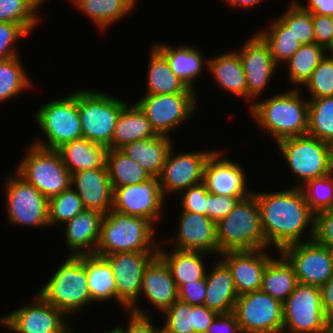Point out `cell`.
Wrapping results in <instances>:
<instances>
[{"instance_id":"6da1fadb","label":"cell","mask_w":333,"mask_h":333,"mask_svg":"<svg viewBox=\"0 0 333 333\" xmlns=\"http://www.w3.org/2000/svg\"><path fill=\"white\" fill-rule=\"evenodd\" d=\"M258 202L266 244L281 252L285 247L314 238L315 214L309 208L301 188L277 192L252 193ZM311 226H310V225ZM309 231L308 239L302 235ZM310 236V237H309ZM302 237V238H301Z\"/></svg>"},{"instance_id":"7a4b0ae2","label":"cell","mask_w":333,"mask_h":333,"mask_svg":"<svg viewBox=\"0 0 333 333\" xmlns=\"http://www.w3.org/2000/svg\"><path fill=\"white\" fill-rule=\"evenodd\" d=\"M299 88L289 89L267 97L257 99L250 105L252 118L266 130L277 143L280 140L307 135L308 99L302 98Z\"/></svg>"},{"instance_id":"3957f363","label":"cell","mask_w":333,"mask_h":333,"mask_svg":"<svg viewBox=\"0 0 333 333\" xmlns=\"http://www.w3.org/2000/svg\"><path fill=\"white\" fill-rule=\"evenodd\" d=\"M65 259L37 294L70 317L93 301L87 284V255Z\"/></svg>"},{"instance_id":"277c9868","label":"cell","mask_w":333,"mask_h":333,"mask_svg":"<svg viewBox=\"0 0 333 333\" xmlns=\"http://www.w3.org/2000/svg\"><path fill=\"white\" fill-rule=\"evenodd\" d=\"M154 225L148 219L110 210L103 216L95 255L104 257L117 252L158 251L160 242L154 243Z\"/></svg>"},{"instance_id":"5b68a950","label":"cell","mask_w":333,"mask_h":333,"mask_svg":"<svg viewBox=\"0 0 333 333\" xmlns=\"http://www.w3.org/2000/svg\"><path fill=\"white\" fill-rule=\"evenodd\" d=\"M218 256L226 251L269 248L262 227L261 212L256 197L251 194L216 223Z\"/></svg>"},{"instance_id":"8992f818","label":"cell","mask_w":333,"mask_h":333,"mask_svg":"<svg viewBox=\"0 0 333 333\" xmlns=\"http://www.w3.org/2000/svg\"><path fill=\"white\" fill-rule=\"evenodd\" d=\"M276 144L296 177L297 183L291 187L301 188L308 181L333 172V145L330 143L303 135L286 138Z\"/></svg>"},{"instance_id":"52a82bcc","label":"cell","mask_w":333,"mask_h":333,"mask_svg":"<svg viewBox=\"0 0 333 333\" xmlns=\"http://www.w3.org/2000/svg\"><path fill=\"white\" fill-rule=\"evenodd\" d=\"M76 90L62 99L48 101L37 109L34 120L47 139L42 141L39 138L33 145L57 150L65 143L83 137Z\"/></svg>"},{"instance_id":"ba28073f","label":"cell","mask_w":333,"mask_h":333,"mask_svg":"<svg viewBox=\"0 0 333 333\" xmlns=\"http://www.w3.org/2000/svg\"><path fill=\"white\" fill-rule=\"evenodd\" d=\"M127 104L100 90L78 89V111L83 138L112 149L114 127Z\"/></svg>"},{"instance_id":"9c48e42d","label":"cell","mask_w":333,"mask_h":333,"mask_svg":"<svg viewBox=\"0 0 333 333\" xmlns=\"http://www.w3.org/2000/svg\"><path fill=\"white\" fill-rule=\"evenodd\" d=\"M16 166V172L37 188L48 200L71 186V173L57 150L38 147L32 143Z\"/></svg>"},{"instance_id":"30bf717a","label":"cell","mask_w":333,"mask_h":333,"mask_svg":"<svg viewBox=\"0 0 333 333\" xmlns=\"http://www.w3.org/2000/svg\"><path fill=\"white\" fill-rule=\"evenodd\" d=\"M158 251L117 252L104 256L111 265L116 288L117 302L125 311L149 316L138 305L144 270ZM146 311V313H145Z\"/></svg>"},{"instance_id":"8fae6325","label":"cell","mask_w":333,"mask_h":333,"mask_svg":"<svg viewBox=\"0 0 333 333\" xmlns=\"http://www.w3.org/2000/svg\"><path fill=\"white\" fill-rule=\"evenodd\" d=\"M327 318L320 287L298 283L283 302L282 333H324Z\"/></svg>"},{"instance_id":"7c38bea8","label":"cell","mask_w":333,"mask_h":333,"mask_svg":"<svg viewBox=\"0 0 333 333\" xmlns=\"http://www.w3.org/2000/svg\"><path fill=\"white\" fill-rule=\"evenodd\" d=\"M14 174L5 178L4 194L9 224L48 227V199L17 172Z\"/></svg>"},{"instance_id":"4fadbf2b","label":"cell","mask_w":333,"mask_h":333,"mask_svg":"<svg viewBox=\"0 0 333 333\" xmlns=\"http://www.w3.org/2000/svg\"><path fill=\"white\" fill-rule=\"evenodd\" d=\"M197 93L145 94L136 104L145 113L155 132H171L192 116L197 109Z\"/></svg>"},{"instance_id":"5bb4252c","label":"cell","mask_w":333,"mask_h":333,"mask_svg":"<svg viewBox=\"0 0 333 333\" xmlns=\"http://www.w3.org/2000/svg\"><path fill=\"white\" fill-rule=\"evenodd\" d=\"M233 313L242 333L283 332V303L261 290L239 295Z\"/></svg>"},{"instance_id":"9a60e30c","label":"cell","mask_w":333,"mask_h":333,"mask_svg":"<svg viewBox=\"0 0 333 333\" xmlns=\"http://www.w3.org/2000/svg\"><path fill=\"white\" fill-rule=\"evenodd\" d=\"M68 317L38 294L30 304L0 317V325L12 333H67Z\"/></svg>"},{"instance_id":"2e32d148","label":"cell","mask_w":333,"mask_h":333,"mask_svg":"<svg viewBox=\"0 0 333 333\" xmlns=\"http://www.w3.org/2000/svg\"><path fill=\"white\" fill-rule=\"evenodd\" d=\"M281 253L293 265L298 283L321 287L333 274V250L314 239L289 245Z\"/></svg>"},{"instance_id":"e0dca14e","label":"cell","mask_w":333,"mask_h":333,"mask_svg":"<svg viewBox=\"0 0 333 333\" xmlns=\"http://www.w3.org/2000/svg\"><path fill=\"white\" fill-rule=\"evenodd\" d=\"M172 146L167 154L159 178V185L165 195L177 194L203 181L205 164L215 150L186 151L176 154ZM170 193V194H169Z\"/></svg>"},{"instance_id":"ac0fdd59","label":"cell","mask_w":333,"mask_h":333,"mask_svg":"<svg viewBox=\"0 0 333 333\" xmlns=\"http://www.w3.org/2000/svg\"><path fill=\"white\" fill-rule=\"evenodd\" d=\"M165 197L162 194L159 178L150 177L133 185L113 187L112 210L130 216H139L152 221H160Z\"/></svg>"},{"instance_id":"d6986e66","label":"cell","mask_w":333,"mask_h":333,"mask_svg":"<svg viewBox=\"0 0 333 333\" xmlns=\"http://www.w3.org/2000/svg\"><path fill=\"white\" fill-rule=\"evenodd\" d=\"M239 54L248 85V100L251 105L262 96V93L277 70V64L272 59L268 44L256 32L251 35Z\"/></svg>"},{"instance_id":"ffe728a7","label":"cell","mask_w":333,"mask_h":333,"mask_svg":"<svg viewBox=\"0 0 333 333\" xmlns=\"http://www.w3.org/2000/svg\"><path fill=\"white\" fill-rule=\"evenodd\" d=\"M244 168L225 155L224 151H214L208 158L203 182L208 192L229 197H249L253 191L246 187L247 175Z\"/></svg>"},{"instance_id":"44dd1931","label":"cell","mask_w":333,"mask_h":333,"mask_svg":"<svg viewBox=\"0 0 333 333\" xmlns=\"http://www.w3.org/2000/svg\"><path fill=\"white\" fill-rule=\"evenodd\" d=\"M267 249L226 251L219 255L232 273L238 296L261 289L264 269L272 258Z\"/></svg>"},{"instance_id":"7402d4cb","label":"cell","mask_w":333,"mask_h":333,"mask_svg":"<svg viewBox=\"0 0 333 333\" xmlns=\"http://www.w3.org/2000/svg\"><path fill=\"white\" fill-rule=\"evenodd\" d=\"M180 213L176 239L170 238L174 243L171 244L172 249L204 251L218 256L216 222L206 215L193 212Z\"/></svg>"},{"instance_id":"603a6c76","label":"cell","mask_w":333,"mask_h":333,"mask_svg":"<svg viewBox=\"0 0 333 333\" xmlns=\"http://www.w3.org/2000/svg\"><path fill=\"white\" fill-rule=\"evenodd\" d=\"M71 187L77 192L85 209L107 214L113 206V187L107 165L71 174Z\"/></svg>"},{"instance_id":"cb8c5ba5","label":"cell","mask_w":333,"mask_h":333,"mask_svg":"<svg viewBox=\"0 0 333 333\" xmlns=\"http://www.w3.org/2000/svg\"><path fill=\"white\" fill-rule=\"evenodd\" d=\"M144 293V294H143ZM140 294L163 313L178 300V290L170 268L157 254L146 266Z\"/></svg>"},{"instance_id":"d4e9b609","label":"cell","mask_w":333,"mask_h":333,"mask_svg":"<svg viewBox=\"0 0 333 333\" xmlns=\"http://www.w3.org/2000/svg\"><path fill=\"white\" fill-rule=\"evenodd\" d=\"M103 216L100 211L84 209L64 224V241L71 251L70 255L95 254Z\"/></svg>"},{"instance_id":"484cf974","label":"cell","mask_w":333,"mask_h":333,"mask_svg":"<svg viewBox=\"0 0 333 333\" xmlns=\"http://www.w3.org/2000/svg\"><path fill=\"white\" fill-rule=\"evenodd\" d=\"M212 266L206 273L204 305L219 314L231 313L238 298L232 273L221 259Z\"/></svg>"},{"instance_id":"4316f807","label":"cell","mask_w":333,"mask_h":333,"mask_svg":"<svg viewBox=\"0 0 333 333\" xmlns=\"http://www.w3.org/2000/svg\"><path fill=\"white\" fill-rule=\"evenodd\" d=\"M206 67L221 89L248 101V85L243 66L236 50L208 59Z\"/></svg>"},{"instance_id":"83f0119b","label":"cell","mask_w":333,"mask_h":333,"mask_svg":"<svg viewBox=\"0 0 333 333\" xmlns=\"http://www.w3.org/2000/svg\"><path fill=\"white\" fill-rule=\"evenodd\" d=\"M172 146L173 142L169 136L158 134L152 138L128 143L120 150L139 164L151 177H158Z\"/></svg>"},{"instance_id":"f1b7e54d","label":"cell","mask_w":333,"mask_h":333,"mask_svg":"<svg viewBox=\"0 0 333 333\" xmlns=\"http://www.w3.org/2000/svg\"><path fill=\"white\" fill-rule=\"evenodd\" d=\"M154 46L166 57L175 75L190 89L196 91L195 80L202 72L205 63H208L201 51L191 45L172 47L166 43H154Z\"/></svg>"},{"instance_id":"f546056e","label":"cell","mask_w":333,"mask_h":333,"mask_svg":"<svg viewBox=\"0 0 333 333\" xmlns=\"http://www.w3.org/2000/svg\"><path fill=\"white\" fill-rule=\"evenodd\" d=\"M160 242L158 255L166 262L170 268L172 278L175 281L177 289L185 283H191L206 276L204 256L210 255L204 251L176 250L172 249L169 253L164 251V244ZM162 249V250H161Z\"/></svg>"},{"instance_id":"4dcf8cb0","label":"cell","mask_w":333,"mask_h":333,"mask_svg":"<svg viewBox=\"0 0 333 333\" xmlns=\"http://www.w3.org/2000/svg\"><path fill=\"white\" fill-rule=\"evenodd\" d=\"M108 148L85 138L65 143L57 151L64 165L73 174L83 170L103 168Z\"/></svg>"},{"instance_id":"1f68e13d","label":"cell","mask_w":333,"mask_h":333,"mask_svg":"<svg viewBox=\"0 0 333 333\" xmlns=\"http://www.w3.org/2000/svg\"><path fill=\"white\" fill-rule=\"evenodd\" d=\"M157 135L140 107L136 103H128L120 112L114 127L112 149H120L128 143Z\"/></svg>"},{"instance_id":"d6a6232c","label":"cell","mask_w":333,"mask_h":333,"mask_svg":"<svg viewBox=\"0 0 333 333\" xmlns=\"http://www.w3.org/2000/svg\"><path fill=\"white\" fill-rule=\"evenodd\" d=\"M151 48L145 94L196 93L175 75L166 57L154 45Z\"/></svg>"},{"instance_id":"836d02e7","label":"cell","mask_w":333,"mask_h":333,"mask_svg":"<svg viewBox=\"0 0 333 333\" xmlns=\"http://www.w3.org/2000/svg\"><path fill=\"white\" fill-rule=\"evenodd\" d=\"M136 3L137 0H74L72 4L102 32L132 13Z\"/></svg>"},{"instance_id":"e575fe53","label":"cell","mask_w":333,"mask_h":333,"mask_svg":"<svg viewBox=\"0 0 333 333\" xmlns=\"http://www.w3.org/2000/svg\"><path fill=\"white\" fill-rule=\"evenodd\" d=\"M279 255L266 265L260 290L283 303L295 290L298 280L293 265L281 252Z\"/></svg>"},{"instance_id":"d590c367","label":"cell","mask_w":333,"mask_h":333,"mask_svg":"<svg viewBox=\"0 0 333 333\" xmlns=\"http://www.w3.org/2000/svg\"><path fill=\"white\" fill-rule=\"evenodd\" d=\"M87 284L94 302L117 301V288L109 262L95 254L87 255Z\"/></svg>"},{"instance_id":"8d00e7d4","label":"cell","mask_w":333,"mask_h":333,"mask_svg":"<svg viewBox=\"0 0 333 333\" xmlns=\"http://www.w3.org/2000/svg\"><path fill=\"white\" fill-rule=\"evenodd\" d=\"M106 165L112 187L139 184L151 176L120 149H108Z\"/></svg>"},{"instance_id":"74e56055","label":"cell","mask_w":333,"mask_h":333,"mask_svg":"<svg viewBox=\"0 0 333 333\" xmlns=\"http://www.w3.org/2000/svg\"><path fill=\"white\" fill-rule=\"evenodd\" d=\"M326 53L327 50L316 43L301 45L285 62L291 84H294L295 88L302 87Z\"/></svg>"},{"instance_id":"f35d334b","label":"cell","mask_w":333,"mask_h":333,"mask_svg":"<svg viewBox=\"0 0 333 333\" xmlns=\"http://www.w3.org/2000/svg\"><path fill=\"white\" fill-rule=\"evenodd\" d=\"M268 25L257 33L268 44L274 62L280 65L292 57L302 44L279 18Z\"/></svg>"},{"instance_id":"ab89813d","label":"cell","mask_w":333,"mask_h":333,"mask_svg":"<svg viewBox=\"0 0 333 333\" xmlns=\"http://www.w3.org/2000/svg\"><path fill=\"white\" fill-rule=\"evenodd\" d=\"M20 55L0 60V103L32 87L31 78L26 74Z\"/></svg>"},{"instance_id":"60d3db41","label":"cell","mask_w":333,"mask_h":333,"mask_svg":"<svg viewBox=\"0 0 333 333\" xmlns=\"http://www.w3.org/2000/svg\"><path fill=\"white\" fill-rule=\"evenodd\" d=\"M307 135L333 145V96L308 99Z\"/></svg>"},{"instance_id":"b9f144b4","label":"cell","mask_w":333,"mask_h":333,"mask_svg":"<svg viewBox=\"0 0 333 333\" xmlns=\"http://www.w3.org/2000/svg\"><path fill=\"white\" fill-rule=\"evenodd\" d=\"M44 2L46 1L0 0V22L19 24L29 34L41 20L38 16V10Z\"/></svg>"},{"instance_id":"7bdbcfd3","label":"cell","mask_w":333,"mask_h":333,"mask_svg":"<svg viewBox=\"0 0 333 333\" xmlns=\"http://www.w3.org/2000/svg\"><path fill=\"white\" fill-rule=\"evenodd\" d=\"M82 200L70 186L62 193L48 200V224H65L84 210Z\"/></svg>"},{"instance_id":"ee69618b","label":"cell","mask_w":333,"mask_h":333,"mask_svg":"<svg viewBox=\"0 0 333 333\" xmlns=\"http://www.w3.org/2000/svg\"><path fill=\"white\" fill-rule=\"evenodd\" d=\"M278 18L302 45L315 43L312 13L306 11L296 0H292Z\"/></svg>"},{"instance_id":"f6af8a7d","label":"cell","mask_w":333,"mask_h":333,"mask_svg":"<svg viewBox=\"0 0 333 333\" xmlns=\"http://www.w3.org/2000/svg\"><path fill=\"white\" fill-rule=\"evenodd\" d=\"M301 189L314 214L333 208V172L308 181Z\"/></svg>"},{"instance_id":"bcb514c9","label":"cell","mask_w":333,"mask_h":333,"mask_svg":"<svg viewBox=\"0 0 333 333\" xmlns=\"http://www.w3.org/2000/svg\"><path fill=\"white\" fill-rule=\"evenodd\" d=\"M304 86L310 99L333 96V54L326 53Z\"/></svg>"},{"instance_id":"7dc6e473","label":"cell","mask_w":333,"mask_h":333,"mask_svg":"<svg viewBox=\"0 0 333 333\" xmlns=\"http://www.w3.org/2000/svg\"><path fill=\"white\" fill-rule=\"evenodd\" d=\"M162 314L164 325L171 333H194V306L178 299Z\"/></svg>"},{"instance_id":"c3c4849f","label":"cell","mask_w":333,"mask_h":333,"mask_svg":"<svg viewBox=\"0 0 333 333\" xmlns=\"http://www.w3.org/2000/svg\"><path fill=\"white\" fill-rule=\"evenodd\" d=\"M207 193L208 190L203 181L182 191L179 194L181 212H193L207 216Z\"/></svg>"},{"instance_id":"681fc988","label":"cell","mask_w":333,"mask_h":333,"mask_svg":"<svg viewBox=\"0 0 333 333\" xmlns=\"http://www.w3.org/2000/svg\"><path fill=\"white\" fill-rule=\"evenodd\" d=\"M28 35L19 24L0 22V60L18 56L19 52L14 48L16 46L14 44Z\"/></svg>"},{"instance_id":"f907efd6","label":"cell","mask_w":333,"mask_h":333,"mask_svg":"<svg viewBox=\"0 0 333 333\" xmlns=\"http://www.w3.org/2000/svg\"><path fill=\"white\" fill-rule=\"evenodd\" d=\"M247 197H229L207 193V217L214 222L225 218L239 203Z\"/></svg>"},{"instance_id":"816d5d0a","label":"cell","mask_w":333,"mask_h":333,"mask_svg":"<svg viewBox=\"0 0 333 333\" xmlns=\"http://www.w3.org/2000/svg\"><path fill=\"white\" fill-rule=\"evenodd\" d=\"M313 239L333 250V208L315 214Z\"/></svg>"},{"instance_id":"f5cc1de1","label":"cell","mask_w":333,"mask_h":333,"mask_svg":"<svg viewBox=\"0 0 333 333\" xmlns=\"http://www.w3.org/2000/svg\"><path fill=\"white\" fill-rule=\"evenodd\" d=\"M178 299L191 306L204 305L206 294V276L202 279L182 284L178 289Z\"/></svg>"},{"instance_id":"db71d44e","label":"cell","mask_w":333,"mask_h":333,"mask_svg":"<svg viewBox=\"0 0 333 333\" xmlns=\"http://www.w3.org/2000/svg\"><path fill=\"white\" fill-rule=\"evenodd\" d=\"M315 43L323 46L326 50L333 41V17L312 14Z\"/></svg>"},{"instance_id":"11a10c76","label":"cell","mask_w":333,"mask_h":333,"mask_svg":"<svg viewBox=\"0 0 333 333\" xmlns=\"http://www.w3.org/2000/svg\"><path fill=\"white\" fill-rule=\"evenodd\" d=\"M206 333H242V331L237 322L236 315L231 312L219 314L207 328Z\"/></svg>"},{"instance_id":"9f6ffc18","label":"cell","mask_w":333,"mask_h":333,"mask_svg":"<svg viewBox=\"0 0 333 333\" xmlns=\"http://www.w3.org/2000/svg\"><path fill=\"white\" fill-rule=\"evenodd\" d=\"M127 313H129L127 314V326L124 328L120 325L123 333H152L154 323L151 321V316H141L128 311Z\"/></svg>"},{"instance_id":"6f0895ef","label":"cell","mask_w":333,"mask_h":333,"mask_svg":"<svg viewBox=\"0 0 333 333\" xmlns=\"http://www.w3.org/2000/svg\"><path fill=\"white\" fill-rule=\"evenodd\" d=\"M219 315L205 305L194 306V333H206L207 328Z\"/></svg>"},{"instance_id":"680465c9","label":"cell","mask_w":333,"mask_h":333,"mask_svg":"<svg viewBox=\"0 0 333 333\" xmlns=\"http://www.w3.org/2000/svg\"><path fill=\"white\" fill-rule=\"evenodd\" d=\"M308 3L299 4L312 14L333 17V0H307Z\"/></svg>"},{"instance_id":"91938a15","label":"cell","mask_w":333,"mask_h":333,"mask_svg":"<svg viewBox=\"0 0 333 333\" xmlns=\"http://www.w3.org/2000/svg\"><path fill=\"white\" fill-rule=\"evenodd\" d=\"M322 307L327 316L333 315V274L327 282L320 287Z\"/></svg>"},{"instance_id":"94428289","label":"cell","mask_w":333,"mask_h":333,"mask_svg":"<svg viewBox=\"0 0 333 333\" xmlns=\"http://www.w3.org/2000/svg\"><path fill=\"white\" fill-rule=\"evenodd\" d=\"M226 2V4H230V7H240V9H249V8H254L257 4H260L259 2H262L264 0H223Z\"/></svg>"},{"instance_id":"6125c7cd","label":"cell","mask_w":333,"mask_h":333,"mask_svg":"<svg viewBox=\"0 0 333 333\" xmlns=\"http://www.w3.org/2000/svg\"><path fill=\"white\" fill-rule=\"evenodd\" d=\"M324 333H333V315L328 316Z\"/></svg>"},{"instance_id":"be15d7a7","label":"cell","mask_w":333,"mask_h":333,"mask_svg":"<svg viewBox=\"0 0 333 333\" xmlns=\"http://www.w3.org/2000/svg\"><path fill=\"white\" fill-rule=\"evenodd\" d=\"M152 333H171L169 329L164 325L162 327L153 326Z\"/></svg>"},{"instance_id":"e7e4bbea","label":"cell","mask_w":333,"mask_h":333,"mask_svg":"<svg viewBox=\"0 0 333 333\" xmlns=\"http://www.w3.org/2000/svg\"><path fill=\"white\" fill-rule=\"evenodd\" d=\"M105 333H123L122 329L120 328V326L116 325L113 327V329L109 330V331H105Z\"/></svg>"},{"instance_id":"03108f58","label":"cell","mask_w":333,"mask_h":333,"mask_svg":"<svg viewBox=\"0 0 333 333\" xmlns=\"http://www.w3.org/2000/svg\"><path fill=\"white\" fill-rule=\"evenodd\" d=\"M327 53L333 54V41L332 45L327 49Z\"/></svg>"},{"instance_id":"003e7915","label":"cell","mask_w":333,"mask_h":333,"mask_svg":"<svg viewBox=\"0 0 333 333\" xmlns=\"http://www.w3.org/2000/svg\"><path fill=\"white\" fill-rule=\"evenodd\" d=\"M74 330L70 329L67 333H73Z\"/></svg>"}]
</instances>
